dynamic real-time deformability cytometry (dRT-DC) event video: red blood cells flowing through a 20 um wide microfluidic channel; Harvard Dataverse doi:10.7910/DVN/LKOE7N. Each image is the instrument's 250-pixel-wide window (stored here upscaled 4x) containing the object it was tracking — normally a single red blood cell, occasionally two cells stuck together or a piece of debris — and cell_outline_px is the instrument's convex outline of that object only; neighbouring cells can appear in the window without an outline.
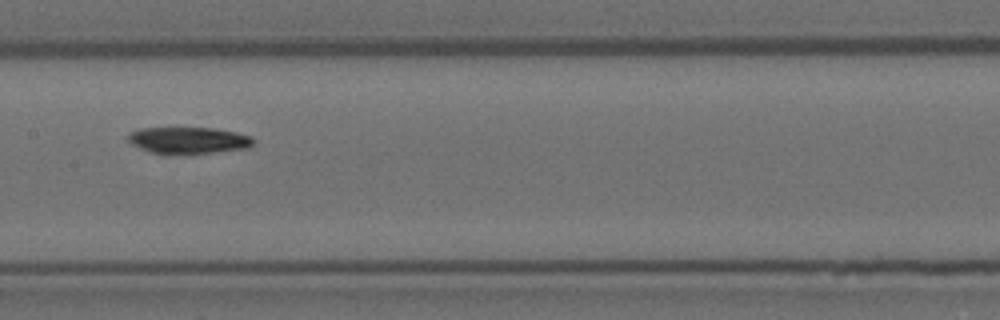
{"species": "Egyptian fruit bat (a non-hibernating species)", "species_latin": "Rousettus aegyptiacus", "temperature_condition": "room temperature", "stored_images_in_passage": 16, "camera_frame_rate_fps": 3000, "um_per_image_px": 0.085, "animal": {"sex": "female"}, "frame": {"image": 1, "passage_image": 8, "time_ms": 2.333, "image_size_px": [1000, 320], "cell_outline_px": [[256, 140], [248, 148], [188, 156], [180, 156], [148, 152], [132, 144], [128, 140], [128, 132], [140, 128], [216, 128], [236, 132], [248, 136]], "centroid_in_image_um": [16.0, 11.96], "position_along_channel_um": 191.4, "area_um2": 20.11}}
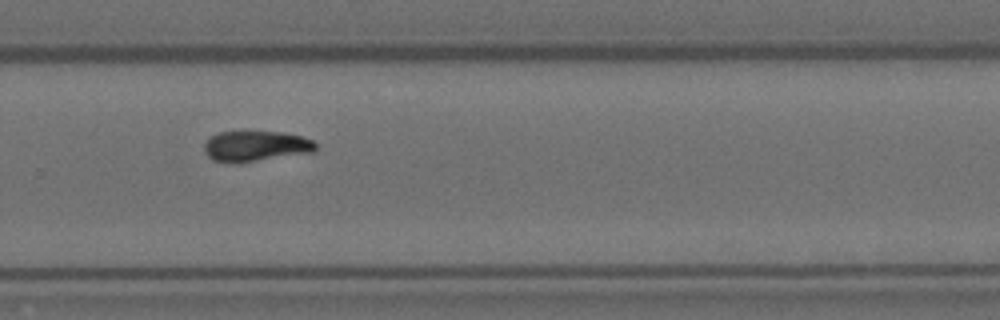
{"frame": {"image": 2, "passage_image": 11, "time_ms": 3.333, "image_size_px": [1000, 320], "cell_outline_px": [[316, 148], [312, 152], [252, 160], [212, 160], [208, 156], [204, 148], [204, 144], [208, 136], [220, 132], [284, 132], [300, 136], [312, 140], [316, 144]], "centroid_in_image_um": [21.73, 12.37], "position_along_channel_um": 308.1, "area_um2": 18.9}}
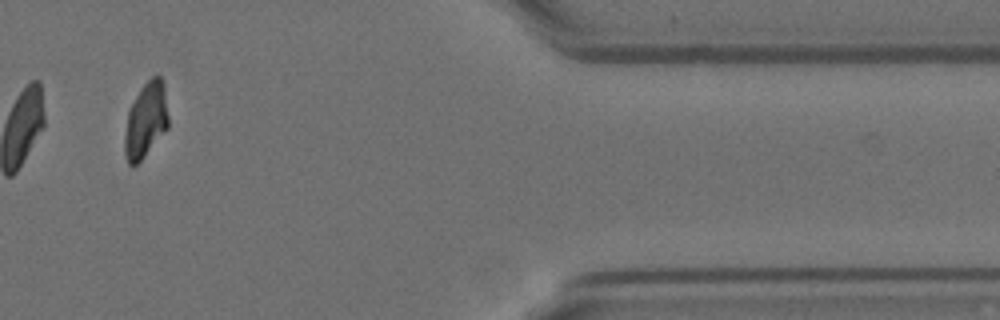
{"frame": {"image": 3, "passage_image": 14, "time_ms": 4.333, "image_size_px": [1000, 320], "cell_outline_px": [[168, 128], [140, 160], [136, 164], [128, 164], [124, 152], [124, 136], [128, 108], [140, 88], [152, 76], [160, 76], [164, 88], [168, 116]], "centroid_in_image_um": [12.37, 10.2], "position_along_channel_um": 399.0, "area_um2": 19.02}}